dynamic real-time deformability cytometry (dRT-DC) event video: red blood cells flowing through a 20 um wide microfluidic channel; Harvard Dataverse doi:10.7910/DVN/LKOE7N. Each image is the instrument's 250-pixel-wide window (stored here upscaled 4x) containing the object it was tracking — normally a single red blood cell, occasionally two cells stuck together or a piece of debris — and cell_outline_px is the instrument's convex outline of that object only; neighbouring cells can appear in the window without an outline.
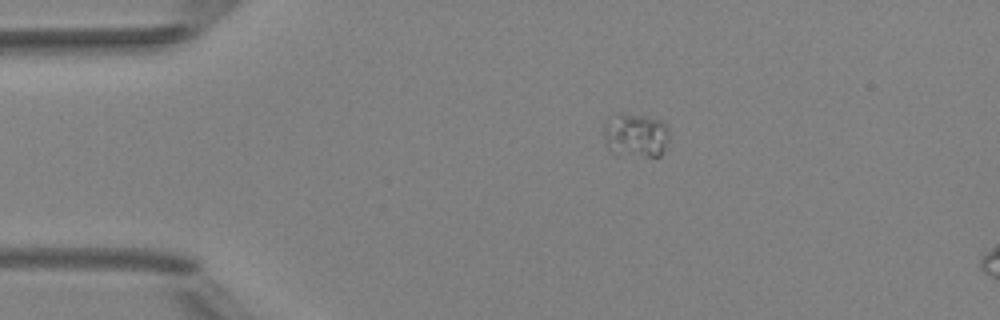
{"species": "Egyptian fruit bat (a non-hibernating species)", "species_latin": "Rousettus aegyptiacus", "temperature_condition": "room temperature", "stored_images_in_passage": 2, "segment_of_instrument_passage": [2, 2], "camera_frame_rate_fps": 3000, "um_per_image_px": 0.085, "animal": {"sex": "female"}, "frame": {"image": 1, "passage_image": 2, "time_ms": 1.333, "image_size_px": [1000, 320], "cell_outline_px": [[668, 140], [660, 156], [616, 156], [608, 152], [604, 136], [604, 120], [612, 112], [624, 112], [644, 116], [660, 120], [668, 128]], "centroid_in_image_um": [53.94, 11.48], "position_along_channel_um": 31.1, "area_um2": 17.51}}